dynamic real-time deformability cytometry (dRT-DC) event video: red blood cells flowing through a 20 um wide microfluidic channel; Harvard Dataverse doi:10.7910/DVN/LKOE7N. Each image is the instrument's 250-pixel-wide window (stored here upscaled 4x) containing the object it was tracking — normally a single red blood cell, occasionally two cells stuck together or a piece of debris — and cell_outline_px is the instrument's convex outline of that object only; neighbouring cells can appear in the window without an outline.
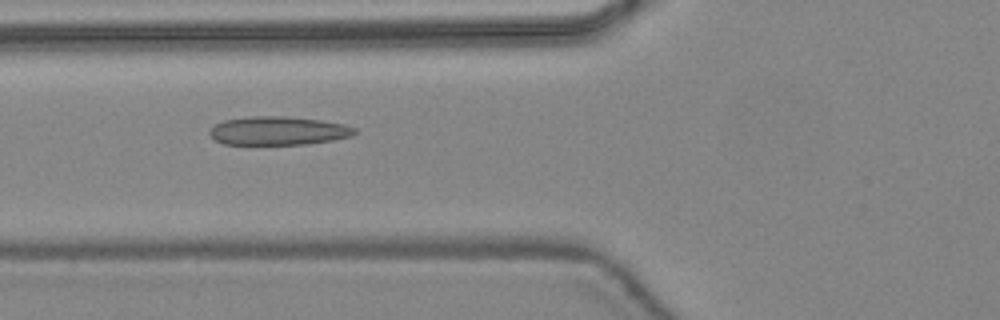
{"species": "common noctule bat (a hibernating species)", "species_latin": "Nyctalus noctula", "temperature_condition": "warm", "stored_images_in_passage": 39, "camera_frame_rate_fps": 3000, "um_per_image_px": 0.085, "animal": {"sex": "female", "body_mass_g": 24.6, "forearm_length_mm": 56.2}, "frame": {"image": 1, "passage_image": 11, "time_ms": 3.333, "image_size_px": [1000, 320], "cell_outline_px": [[356, 132], [352, 136], [332, 140], [308, 144], [224, 144], [216, 140], [208, 132], [216, 124], [224, 120], [248, 116], [288, 116], [320, 120], [344, 124], [356, 128]], "centroid_in_image_um": [23.67, 11.11], "position_along_channel_um": 102.1, "area_um2": 24.1}}
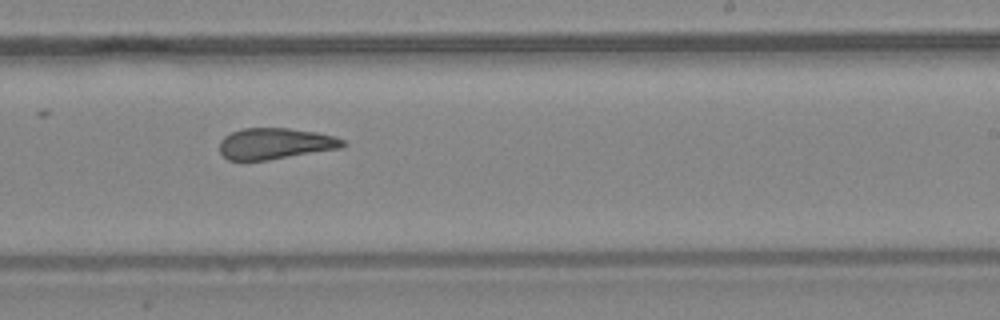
{"frame": {"image": 2, "passage_image": 22, "time_ms": 7.0, "image_size_px": [1000, 320], "cell_outline_px": [[348, 144], [344, 148], [268, 160], [228, 160], [220, 152], [220, 140], [224, 136], [232, 132], [244, 128], [288, 128], [316, 132], [336, 136], [344, 140]], "centroid_in_image_um": [23.45, 12.21], "position_along_channel_um": 265.6, "area_um2": 22.6}}
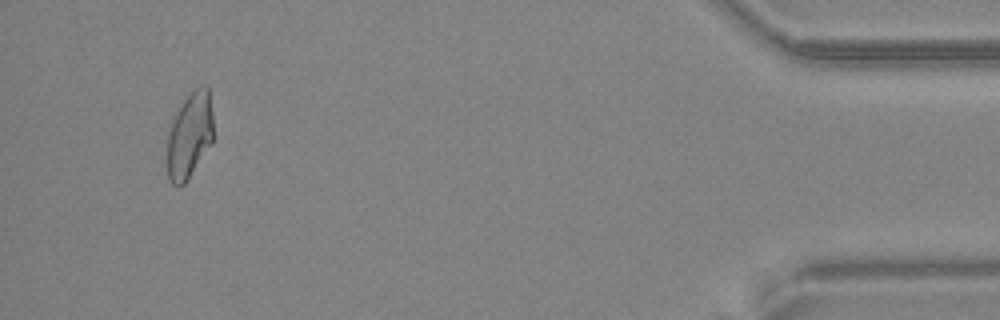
{"frame": {"image": 3, "passage_image": 37, "time_ms": 12.0, "image_size_px": [1000, 320], "cell_outline_px": [[212, 140], [184, 184], [180, 188], [176, 188], [168, 180], [168, 132], [176, 112], [184, 100], [196, 88], [204, 84], [208, 88], [212, 112]], "centroid_in_image_um": [16.09, 11.52], "position_along_channel_um": 419.1, "area_um2": 22.54}, "authors_computed_cell_mechanics": {"area_um2": 23.7558, "velocity_mm_per_s": 4.4484, "shape_relaxation_time_tau1_ms": null, "shape_relaxation_time_tau2_ms": 1.8636, "deformation_change_tau1": null, "deformation_change_tau2": 0.0961}}